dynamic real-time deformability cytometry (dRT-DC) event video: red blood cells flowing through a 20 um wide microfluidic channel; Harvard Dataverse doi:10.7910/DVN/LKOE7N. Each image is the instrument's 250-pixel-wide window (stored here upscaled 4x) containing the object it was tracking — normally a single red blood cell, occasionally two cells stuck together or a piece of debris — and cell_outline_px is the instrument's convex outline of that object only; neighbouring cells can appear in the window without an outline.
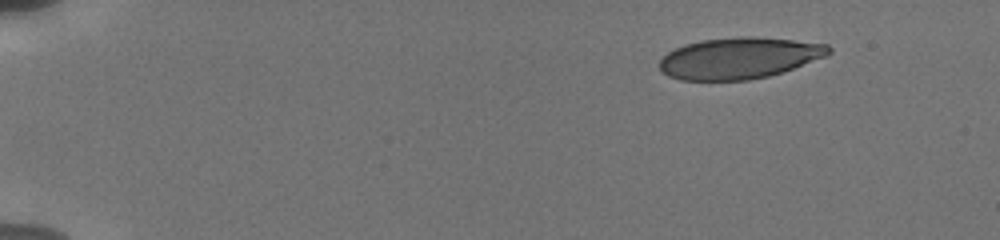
{"species": "human", "species_latin": "Homo sapiens", "temperature_condition": "cold", "stored_images_in_passage": 4, "camera_frame_rate_fps": 3000, "um_per_image_px": 0.085, "donor": {"sex": "male"}, "frame": {"image": 1, "passage_image": 1, "time_ms": 0.0, "image_size_px": [1000, 240], "cell_outline_px": [[832, 52], [828, 56], [768, 76], [748, 80], [680, 80], [668, 76], [660, 68], [660, 60], [668, 52], [684, 44], [700, 40], [740, 36], [752, 36], [792, 40], [828, 44], [832, 48]], "centroid_in_image_um": [62.84, 4.93], "position_along_channel_um": 22.2, "area_um2": 40.69}}
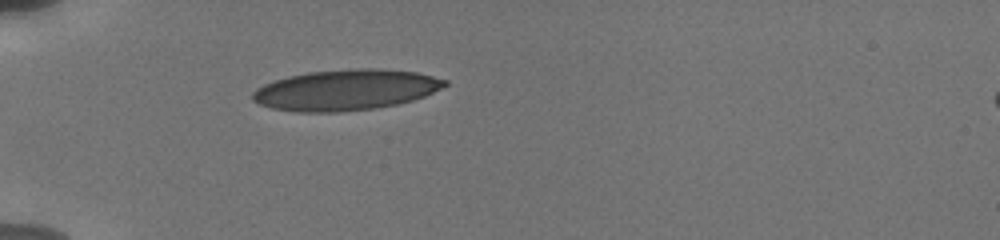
{"frame": {"image": 2, "passage_image": 4, "time_ms": 3.667, "image_size_px": [1000, 240], "cell_outline_px": [[448, 84], [424, 96], [412, 100], [396, 104], [376, 108], [340, 112], [296, 112], [272, 108], [260, 104], [252, 100], [252, 92], [256, 88], [264, 84], [288, 76], [308, 72], [356, 68], [376, 68], [416, 72], [448, 80]], "centroid_in_image_um": [29.37, 7.64], "position_along_channel_um": 55.6, "area_um2": 45.55}}